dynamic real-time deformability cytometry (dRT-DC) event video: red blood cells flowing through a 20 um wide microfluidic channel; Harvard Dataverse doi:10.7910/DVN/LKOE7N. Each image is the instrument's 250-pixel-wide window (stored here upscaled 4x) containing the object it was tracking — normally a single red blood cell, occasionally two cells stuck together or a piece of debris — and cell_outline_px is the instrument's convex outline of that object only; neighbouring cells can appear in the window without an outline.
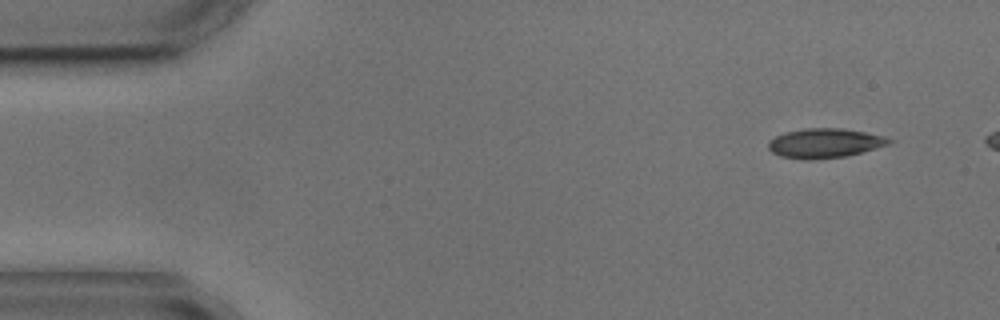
{"species": "common noctule bat (a hibernating species)", "species_latin": "Nyctalus noctula", "temperature_condition": "cold", "stored_images_in_passage": 5, "camera_frame_rate_fps": 3000, "um_per_image_px": 0.085, "animal": {"sex": "male", "body_mass_g": 17.9, "forearm_length_mm": 54.2}, "frame": {"image": 1, "passage_image": 1, "time_ms": 0.0, "image_size_px": [1000, 320], "cell_outline_px": [[896, 140], [888, 144], [860, 152], [844, 156], [812, 160], [804, 160], [780, 156], [772, 152], [768, 148], [768, 140], [784, 132], [804, 128], [844, 128], [884, 136]], "centroid_in_image_um": [70.06, 12.16], "position_along_channel_um": 14.9, "area_um2": 20.75}}